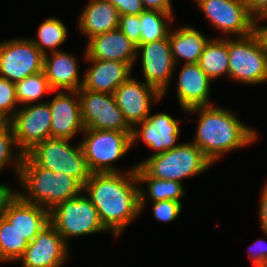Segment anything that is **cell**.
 I'll use <instances>...</instances> for the list:
<instances>
[{"instance_id": "obj_1", "label": "cell", "mask_w": 267, "mask_h": 267, "mask_svg": "<svg viewBox=\"0 0 267 267\" xmlns=\"http://www.w3.org/2000/svg\"><path fill=\"white\" fill-rule=\"evenodd\" d=\"M136 165L117 173H92L84 193L98 211L101 223L118 238L140 214Z\"/></svg>"}, {"instance_id": "obj_2", "label": "cell", "mask_w": 267, "mask_h": 267, "mask_svg": "<svg viewBox=\"0 0 267 267\" xmlns=\"http://www.w3.org/2000/svg\"><path fill=\"white\" fill-rule=\"evenodd\" d=\"M198 114L194 138L191 141L212 162L220 160L226 153L252 144L258 132L225 108L212 105L195 107L185 113Z\"/></svg>"}, {"instance_id": "obj_3", "label": "cell", "mask_w": 267, "mask_h": 267, "mask_svg": "<svg viewBox=\"0 0 267 267\" xmlns=\"http://www.w3.org/2000/svg\"><path fill=\"white\" fill-rule=\"evenodd\" d=\"M23 192L18 194L27 202L40 205L48 212L67 199L82 195L84 185L63 172H52L37 165L23 154L19 179ZM26 190V191H25ZM25 192V193H24Z\"/></svg>"}, {"instance_id": "obj_4", "label": "cell", "mask_w": 267, "mask_h": 267, "mask_svg": "<svg viewBox=\"0 0 267 267\" xmlns=\"http://www.w3.org/2000/svg\"><path fill=\"white\" fill-rule=\"evenodd\" d=\"M137 165L149 176L182 183L183 179L208 170L213 163L195 144L185 142L164 153L149 156Z\"/></svg>"}, {"instance_id": "obj_5", "label": "cell", "mask_w": 267, "mask_h": 267, "mask_svg": "<svg viewBox=\"0 0 267 267\" xmlns=\"http://www.w3.org/2000/svg\"><path fill=\"white\" fill-rule=\"evenodd\" d=\"M229 78L256 85L267 82V52L256 31L243 37H228Z\"/></svg>"}, {"instance_id": "obj_6", "label": "cell", "mask_w": 267, "mask_h": 267, "mask_svg": "<svg viewBox=\"0 0 267 267\" xmlns=\"http://www.w3.org/2000/svg\"><path fill=\"white\" fill-rule=\"evenodd\" d=\"M71 140L48 138L37 143L26 154L39 166L52 172H63L83 185L91 176L81 143L75 147Z\"/></svg>"}, {"instance_id": "obj_7", "label": "cell", "mask_w": 267, "mask_h": 267, "mask_svg": "<svg viewBox=\"0 0 267 267\" xmlns=\"http://www.w3.org/2000/svg\"><path fill=\"white\" fill-rule=\"evenodd\" d=\"M80 142L91 173L121 172L113 162L121 159L132 147V132L85 129Z\"/></svg>"}, {"instance_id": "obj_8", "label": "cell", "mask_w": 267, "mask_h": 267, "mask_svg": "<svg viewBox=\"0 0 267 267\" xmlns=\"http://www.w3.org/2000/svg\"><path fill=\"white\" fill-rule=\"evenodd\" d=\"M49 221L67 245L70 238L107 231L84 192L56 206L49 212Z\"/></svg>"}, {"instance_id": "obj_9", "label": "cell", "mask_w": 267, "mask_h": 267, "mask_svg": "<svg viewBox=\"0 0 267 267\" xmlns=\"http://www.w3.org/2000/svg\"><path fill=\"white\" fill-rule=\"evenodd\" d=\"M81 118L85 129L132 132L113 94L78 90Z\"/></svg>"}, {"instance_id": "obj_10", "label": "cell", "mask_w": 267, "mask_h": 267, "mask_svg": "<svg viewBox=\"0 0 267 267\" xmlns=\"http://www.w3.org/2000/svg\"><path fill=\"white\" fill-rule=\"evenodd\" d=\"M208 22L222 37H243L255 31V19L249 14L244 0H195ZM231 35V36H230Z\"/></svg>"}, {"instance_id": "obj_11", "label": "cell", "mask_w": 267, "mask_h": 267, "mask_svg": "<svg viewBox=\"0 0 267 267\" xmlns=\"http://www.w3.org/2000/svg\"><path fill=\"white\" fill-rule=\"evenodd\" d=\"M44 54L28 39L0 42V77L16 83L43 71Z\"/></svg>"}, {"instance_id": "obj_12", "label": "cell", "mask_w": 267, "mask_h": 267, "mask_svg": "<svg viewBox=\"0 0 267 267\" xmlns=\"http://www.w3.org/2000/svg\"><path fill=\"white\" fill-rule=\"evenodd\" d=\"M9 122L17 149L23 154L37 143L51 138V111L47 101L18 107Z\"/></svg>"}, {"instance_id": "obj_13", "label": "cell", "mask_w": 267, "mask_h": 267, "mask_svg": "<svg viewBox=\"0 0 267 267\" xmlns=\"http://www.w3.org/2000/svg\"><path fill=\"white\" fill-rule=\"evenodd\" d=\"M136 53L137 58L141 56L144 82L156 88L164 96L174 69L177 68L172 57L169 38L140 44Z\"/></svg>"}, {"instance_id": "obj_14", "label": "cell", "mask_w": 267, "mask_h": 267, "mask_svg": "<svg viewBox=\"0 0 267 267\" xmlns=\"http://www.w3.org/2000/svg\"><path fill=\"white\" fill-rule=\"evenodd\" d=\"M113 95L132 129L150 115L153 103L160 102L163 98L156 88L131 76L114 91Z\"/></svg>"}, {"instance_id": "obj_15", "label": "cell", "mask_w": 267, "mask_h": 267, "mask_svg": "<svg viewBox=\"0 0 267 267\" xmlns=\"http://www.w3.org/2000/svg\"><path fill=\"white\" fill-rule=\"evenodd\" d=\"M69 250L63 237L49 223L28 243L18 262L22 267H62Z\"/></svg>"}, {"instance_id": "obj_16", "label": "cell", "mask_w": 267, "mask_h": 267, "mask_svg": "<svg viewBox=\"0 0 267 267\" xmlns=\"http://www.w3.org/2000/svg\"><path fill=\"white\" fill-rule=\"evenodd\" d=\"M181 120H175L171 115L161 112L150 115L132 129V146L142 139L155 152L151 155L164 153L178 146Z\"/></svg>"}, {"instance_id": "obj_17", "label": "cell", "mask_w": 267, "mask_h": 267, "mask_svg": "<svg viewBox=\"0 0 267 267\" xmlns=\"http://www.w3.org/2000/svg\"><path fill=\"white\" fill-rule=\"evenodd\" d=\"M47 102L51 111V138L72 140L84 132L78 91H57Z\"/></svg>"}, {"instance_id": "obj_18", "label": "cell", "mask_w": 267, "mask_h": 267, "mask_svg": "<svg viewBox=\"0 0 267 267\" xmlns=\"http://www.w3.org/2000/svg\"><path fill=\"white\" fill-rule=\"evenodd\" d=\"M137 46L119 29L96 35L85 46V59L119 61L132 68L137 61Z\"/></svg>"}, {"instance_id": "obj_19", "label": "cell", "mask_w": 267, "mask_h": 267, "mask_svg": "<svg viewBox=\"0 0 267 267\" xmlns=\"http://www.w3.org/2000/svg\"><path fill=\"white\" fill-rule=\"evenodd\" d=\"M177 78V100L182 111L212 105L210 89L212 80L198 63L184 64Z\"/></svg>"}, {"instance_id": "obj_20", "label": "cell", "mask_w": 267, "mask_h": 267, "mask_svg": "<svg viewBox=\"0 0 267 267\" xmlns=\"http://www.w3.org/2000/svg\"><path fill=\"white\" fill-rule=\"evenodd\" d=\"M90 66L83 74L82 88L113 94L130 76L133 68L124 62L86 59Z\"/></svg>"}, {"instance_id": "obj_21", "label": "cell", "mask_w": 267, "mask_h": 267, "mask_svg": "<svg viewBox=\"0 0 267 267\" xmlns=\"http://www.w3.org/2000/svg\"><path fill=\"white\" fill-rule=\"evenodd\" d=\"M4 217L28 242L50 223L46 209L25 201L18 193L7 205Z\"/></svg>"}, {"instance_id": "obj_22", "label": "cell", "mask_w": 267, "mask_h": 267, "mask_svg": "<svg viewBox=\"0 0 267 267\" xmlns=\"http://www.w3.org/2000/svg\"><path fill=\"white\" fill-rule=\"evenodd\" d=\"M78 59L67 52L56 51L44 55L43 70L51 88L59 91H78L84 79H80Z\"/></svg>"}, {"instance_id": "obj_23", "label": "cell", "mask_w": 267, "mask_h": 267, "mask_svg": "<svg viewBox=\"0 0 267 267\" xmlns=\"http://www.w3.org/2000/svg\"><path fill=\"white\" fill-rule=\"evenodd\" d=\"M119 12L106 0H90L80 13L79 31L88 37H92L114 31L119 26Z\"/></svg>"}, {"instance_id": "obj_24", "label": "cell", "mask_w": 267, "mask_h": 267, "mask_svg": "<svg viewBox=\"0 0 267 267\" xmlns=\"http://www.w3.org/2000/svg\"><path fill=\"white\" fill-rule=\"evenodd\" d=\"M169 42L175 65L178 60H185L184 64L198 63L205 46L211 38L188 25L170 30Z\"/></svg>"}, {"instance_id": "obj_25", "label": "cell", "mask_w": 267, "mask_h": 267, "mask_svg": "<svg viewBox=\"0 0 267 267\" xmlns=\"http://www.w3.org/2000/svg\"><path fill=\"white\" fill-rule=\"evenodd\" d=\"M138 184L147 185V191L139 188L140 193V209L141 214L145 206L147 194L150 197L151 202L172 200L181 202V198L186 194L183 183L173 181V180H162L152 176H149L139 165H136L135 170ZM148 192V193H147ZM147 193V194H145Z\"/></svg>"}, {"instance_id": "obj_26", "label": "cell", "mask_w": 267, "mask_h": 267, "mask_svg": "<svg viewBox=\"0 0 267 267\" xmlns=\"http://www.w3.org/2000/svg\"><path fill=\"white\" fill-rule=\"evenodd\" d=\"M217 37L209 40L198 61L213 81L223 75L229 78L228 37Z\"/></svg>"}, {"instance_id": "obj_27", "label": "cell", "mask_w": 267, "mask_h": 267, "mask_svg": "<svg viewBox=\"0 0 267 267\" xmlns=\"http://www.w3.org/2000/svg\"><path fill=\"white\" fill-rule=\"evenodd\" d=\"M141 44L167 38L173 22V12L145 10L140 15Z\"/></svg>"}, {"instance_id": "obj_28", "label": "cell", "mask_w": 267, "mask_h": 267, "mask_svg": "<svg viewBox=\"0 0 267 267\" xmlns=\"http://www.w3.org/2000/svg\"><path fill=\"white\" fill-rule=\"evenodd\" d=\"M67 27L59 18H46L37 30L38 38L30 39L33 44L45 55L49 52L61 51V46L67 39ZM47 49V50H46Z\"/></svg>"}, {"instance_id": "obj_29", "label": "cell", "mask_w": 267, "mask_h": 267, "mask_svg": "<svg viewBox=\"0 0 267 267\" xmlns=\"http://www.w3.org/2000/svg\"><path fill=\"white\" fill-rule=\"evenodd\" d=\"M28 243L5 217L0 219V262H18Z\"/></svg>"}, {"instance_id": "obj_30", "label": "cell", "mask_w": 267, "mask_h": 267, "mask_svg": "<svg viewBox=\"0 0 267 267\" xmlns=\"http://www.w3.org/2000/svg\"><path fill=\"white\" fill-rule=\"evenodd\" d=\"M17 103L22 106L36 104L48 92H53L45 72L40 71L15 83Z\"/></svg>"}, {"instance_id": "obj_31", "label": "cell", "mask_w": 267, "mask_h": 267, "mask_svg": "<svg viewBox=\"0 0 267 267\" xmlns=\"http://www.w3.org/2000/svg\"><path fill=\"white\" fill-rule=\"evenodd\" d=\"M13 148H15V150H13ZM16 149L17 146L15 143L13 128L11 123L8 121L0 128V171H2L7 165L11 164L17 174V179H19L23 153Z\"/></svg>"}, {"instance_id": "obj_32", "label": "cell", "mask_w": 267, "mask_h": 267, "mask_svg": "<svg viewBox=\"0 0 267 267\" xmlns=\"http://www.w3.org/2000/svg\"><path fill=\"white\" fill-rule=\"evenodd\" d=\"M16 104L15 83L0 77V114L9 121L18 110Z\"/></svg>"}, {"instance_id": "obj_33", "label": "cell", "mask_w": 267, "mask_h": 267, "mask_svg": "<svg viewBox=\"0 0 267 267\" xmlns=\"http://www.w3.org/2000/svg\"><path fill=\"white\" fill-rule=\"evenodd\" d=\"M151 203L154 217L162 222L174 221L182 211V202L165 200Z\"/></svg>"}, {"instance_id": "obj_34", "label": "cell", "mask_w": 267, "mask_h": 267, "mask_svg": "<svg viewBox=\"0 0 267 267\" xmlns=\"http://www.w3.org/2000/svg\"><path fill=\"white\" fill-rule=\"evenodd\" d=\"M118 29L136 46L141 44L139 15L119 16Z\"/></svg>"}, {"instance_id": "obj_35", "label": "cell", "mask_w": 267, "mask_h": 267, "mask_svg": "<svg viewBox=\"0 0 267 267\" xmlns=\"http://www.w3.org/2000/svg\"><path fill=\"white\" fill-rule=\"evenodd\" d=\"M110 4H112L119 15H140L143 11H145V7L143 5L142 0H106Z\"/></svg>"}, {"instance_id": "obj_36", "label": "cell", "mask_w": 267, "mask_h": 267, "mask_svg": "<svg viewBox=\"0 0 267 267\" xmlns=\"http://www.w3.org/2000/svg\"><path fill=\"white\" fill-rule=\"evenodd\" d=\"M264 239L255 240L248 247V254L251 258L254 267H267V244L263 243Z\"/></svg>"}, {"instance_id": "obj_37", "label": "cell", "mask_w": 267, "mask_h": 267, "mask_svg": "<svg viewBox=\"0 0 267 267\" xmlns=\"http://www.w3.org/2000/svg\"><path fill=\"white\" fill-rule=\"evenodd\" d=\"M260 204H259V223L260 228H262V231L264 232V235L267 236V182H265V185L262 187V190L260 192Z\"/></svg>"}, {"instance_id": "obj_38", "label": "cell", "mask_w": 267, "mask_h": 267, "mask_svg": "<svg viewBox=\"0 0 267 267\" xmlns=\"http://www.w3.org/2000/svg\"><path fill=\"white\" fill-rule=\"evenodd\" d=\"M17 193L8 184L0 183V219L4 218L7 205Z\"/></svg>"}, {"instance_id": "obj_39", "label": "cell", "mask_w": 267, "mask_h": 267, "mask_svg": "<svg viewBox=\"0 0 267 267\" xmlns=\"http://www.w3.org/2000/svg\"><path fill=\"white\" fill-rule=\"evenodd\" d=\"M249 14L256 20L267 15V0H244Z\"/></svg>"}, {"instance_id": "obj_40", "label": "cell", "mask_w": 267, "mask_h": 267, "mask_svg": "<svg viewBox=\"0 0 267 267\" xmlns=\"http://www.w3.org/2000/svg\"><path fill=\"white\" fill-rule=\"evenodd\" d=\"M146 10L173 12L171 0H142Z\"/></svg>"}, {"instance_id": "obj_41", "label": "cell", "mask_w": 267, "mask_h": 267, "mask_svg": "<svg viewBox=\"0 0 267 267\" xmlns=\"http://www.w3.org/2000/svg\"><path fill=\"white\" fill-rule=\"evenodd\" d=\"M262 20H267V15L261 16L255 20V31L259 35L264 45L265 51L267 52V25L261 26L259 21H262Z\"/></svg>"}, {"instance_id": "obj_42", "label": "cell", "mask_w": 267, "mask_h": 267, "mask_svg": "<svg viewBox=\"0 0 267 267\" xmlns=\"http://www.w3.org/2000/svg\"><path fill=\"white\" fill-rule=\"evenodd\" d=\"M8 122V120L6 118H4L1 114H0V128L5 125Z\"/></svg>"}]
</instances>
